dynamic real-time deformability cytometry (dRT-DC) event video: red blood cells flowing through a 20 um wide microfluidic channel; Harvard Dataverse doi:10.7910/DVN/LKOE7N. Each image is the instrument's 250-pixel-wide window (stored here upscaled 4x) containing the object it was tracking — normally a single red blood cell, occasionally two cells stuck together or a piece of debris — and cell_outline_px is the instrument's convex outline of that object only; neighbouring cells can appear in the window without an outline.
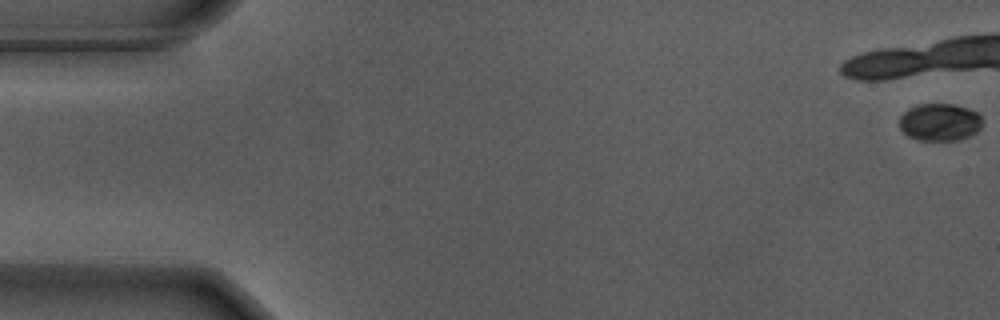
{"species": "Egyptian fruit bat (a non-hibernating species)", "species_latin": "Rousettus aegyptiacus", "temperature_condition": "warm", "stored_images_in_passage": 13, "camera_frame_rate_fps": 3000, "um_per_image_px": 0.085, "animal": {"sex": "male"}, "frame": {"image": 1, "passage_image": 1, "time_ms": 0.0, "image_size_px": [1000, 320], "cell_outline_px": [[980, 128], [972, 136], [960, 140], [916, 140], [908, 136], [900, 128], [900, 116], [908, 108], [920, 104], [952, 104], [968, 108], [976, 112], [980, 116]], "centroid_in_image_um": [79.87, 10.39], "position_along_channel_um": 5.1, "area_um2": 18.09}}